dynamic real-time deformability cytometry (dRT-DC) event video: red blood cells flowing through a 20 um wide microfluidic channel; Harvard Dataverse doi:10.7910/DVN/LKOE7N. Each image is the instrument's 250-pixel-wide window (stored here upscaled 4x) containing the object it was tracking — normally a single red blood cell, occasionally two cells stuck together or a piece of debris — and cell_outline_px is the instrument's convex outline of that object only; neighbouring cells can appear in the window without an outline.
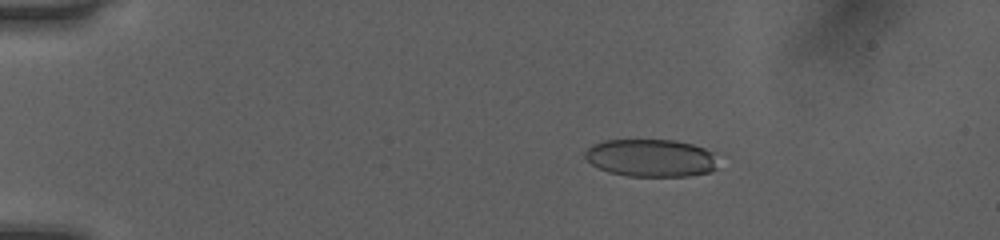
{"species": "human", "species_latin": "Homo sapiens", "temperature_condition": "room temperature", "stored_images_in_passage": 51, "camera_frame_rate_fps": 3000, "um_per_image_px": 0.085, "donor": {"sex": "female"}, "frame": {"image": 1, "passage_image": 10, "time_ms": 3.0, "image_size_px": [1000, 240], "cell_outline_px": [[716, 168], [712, 172], [688, 176], [628, 176], [608, 172], [592, 164], [584, 156], [584, 152], [592, 144], [604, 140], [676, 140], [692, 144], [716, 152]], "centroid_in_image_um": [55.36, 13.42], "position_along_channel_um": 29.6, "area_um2": 29.42}}
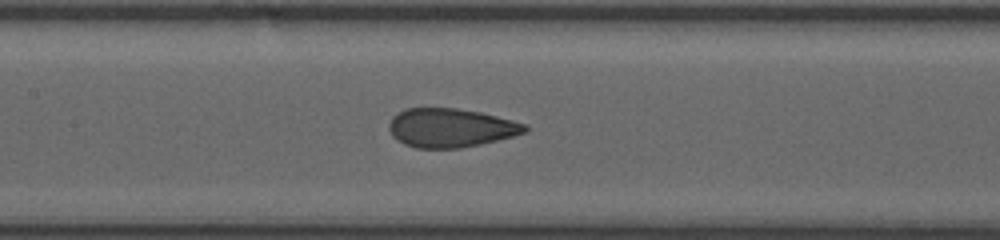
{"frame": {"image": 2, "passage_image": 26, "time_ms": 8.333, "image_size_px": [1000, 240], "cell_outline_px": [[528, 132], [480, 144], [460, 148], [416, 148], [404, 144], [396, 140], [392, 136], [388, 128], [388, 124], [392, 116], [408, 108], [456, 108], [480, 112], [512, 120], [524, 124], [528, 128]], "centroid_in_image_um": [38.27, 10.87], "position_along_channel_um": 169.1, "area_um2": 30.69}}
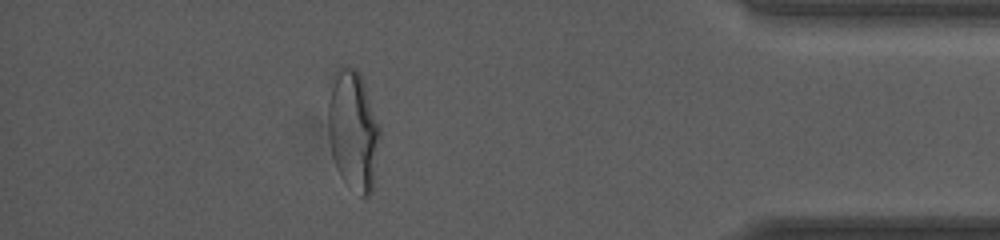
{"frame": {"image": 3, "passage_image": 46, "time_ms": 15.0, "image_size_px": [1000, 240], "cell_outline_px": [[380, 136], [372, 192], [368, 196], [360, 196], [348, 188], [340, 176], [332, 156], [328, 128], [328, 104], [332, 88], [340, 64], [356, 68], [360, 72], [380, 124]], "centroid_in_image_um": [30.04, 11.12], "position_along_channel_um": 405.2, "area_um2": 36.3}, "authors_computed_cell_mechanics": {"area_um2": 31.6166, "velocity_mm_per_s": 4.0898, "shape_relaxation_time_tau1_ms": 5.3686, "shape_relaxation_time_tau2_ms": 0.7044, "deformation_change_tau1": 0.1741, "deformation_change_tau2": 0.0642}}